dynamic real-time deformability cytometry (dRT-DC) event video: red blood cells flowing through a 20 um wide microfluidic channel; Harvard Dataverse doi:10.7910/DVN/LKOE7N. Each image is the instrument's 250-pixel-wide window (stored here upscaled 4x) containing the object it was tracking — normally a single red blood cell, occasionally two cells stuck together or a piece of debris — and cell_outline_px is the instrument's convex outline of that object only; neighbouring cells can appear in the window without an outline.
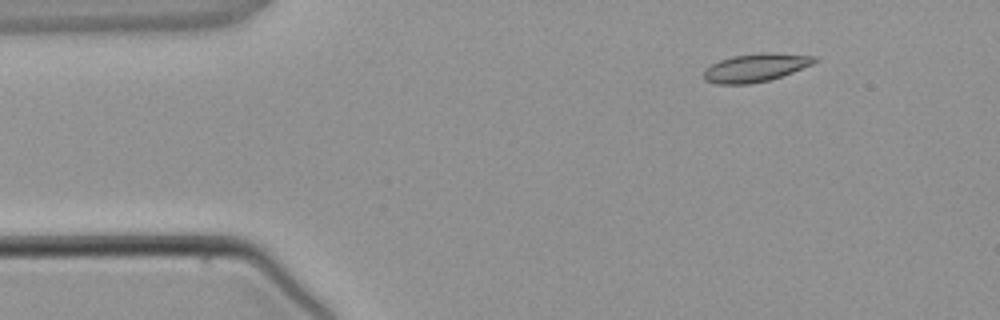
{"species": "common noctule bat (a hibernating species)", "species_latin": "Nyctalus noctula", "temperature_condition": "warm", "stored_images_in_passage": 3, "camera_frame_rate_fps": 3000, "um_per_image_px": 0.085, "animal": {"sex": "male", "body_mass_g": 21.5, "forearm_length_mm": 52.0}, "frame": {"image": 1, "passage_image": 2, "time_ms": 1.333, "image_size_px": [1000, 320], "cell_outline_px": [[820, 60], [812, 64], [792, 72], [768, 80], [748, 84], [716, 84], [704, 80], [704, 68], [720, 60], [732, 56], [760, 52], [772, 52], [816, 56]], "centroid_in_image_um": [64.22, 5.74], "position_along_channel_um": 20.8, "area_um2": 18.26}}
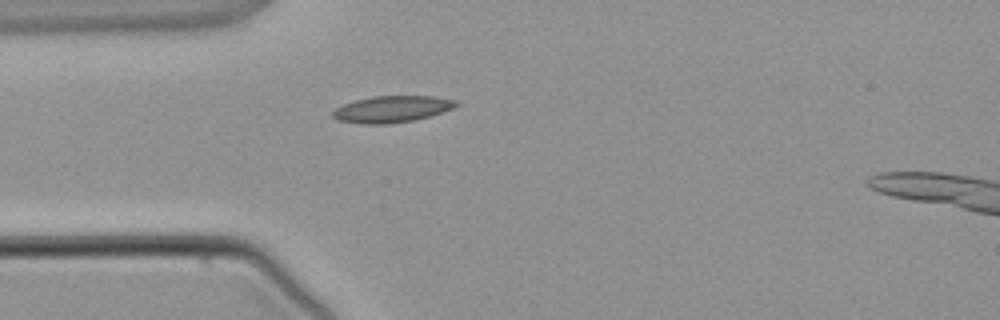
{"frame": {"image": 2, "passage_image": 3, "time_ms": 3.333, "image_size_px": [1000, 320], "cell_outline_px": [[460, 104], [452, 108], [416, 120], [388, 124], [360, 124], [336, 120], [332, 116], [332, 112], [336, 108], [344, 104], [356, 100], [372, 96], [432, 96], [456, 100]], "centroid_in_image_um": [33.28, 9.28], "position_along_channel_um": 51.7, "area_um2": 19.07}}